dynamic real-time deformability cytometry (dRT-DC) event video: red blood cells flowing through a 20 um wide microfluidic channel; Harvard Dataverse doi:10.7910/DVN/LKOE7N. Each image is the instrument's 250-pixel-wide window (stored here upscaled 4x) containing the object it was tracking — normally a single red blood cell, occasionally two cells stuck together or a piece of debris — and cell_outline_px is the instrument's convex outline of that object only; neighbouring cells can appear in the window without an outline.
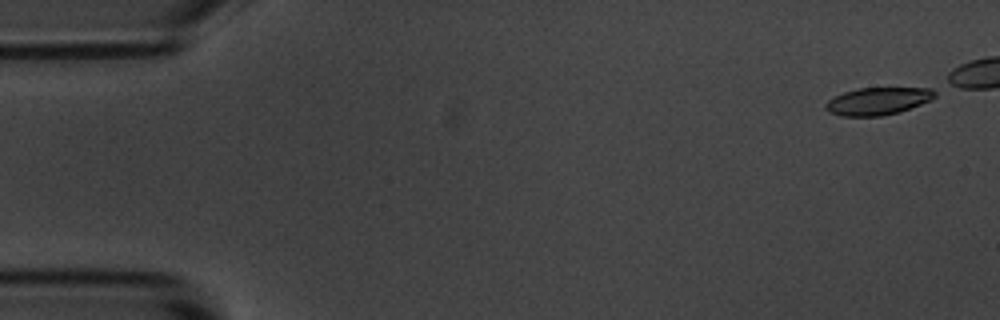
{"species": "common noctule bat (a hibernating species)", "species_latin": "Nyctalus noctula", "temperature_condition": "room temperature", "stored_images_in_passage": 26, "camera_frame_rate_fps": 3000, "um_per_image_px": 0.085, "animal": {"sex": "male", "body_mass_g": 20.1, "forearm_length_mm": 53.5}, "frame": {"image": 1, "passage_image": 1, "time_ms": 0.0, "image_size_px": [1000, 320], "cell_outline_px": [[936, 96], [932, 100], [900, 112], [880, 116], [840, 116], [828, 112], [824, 108], [824, 104], [828, 100], [844, 92], [860, 88], [932, 88], [936, 92]], "centroid_in_image_um": [74.62, 8.6], "position_along_channel_um": 10.4, "area_um2": 17.57}}
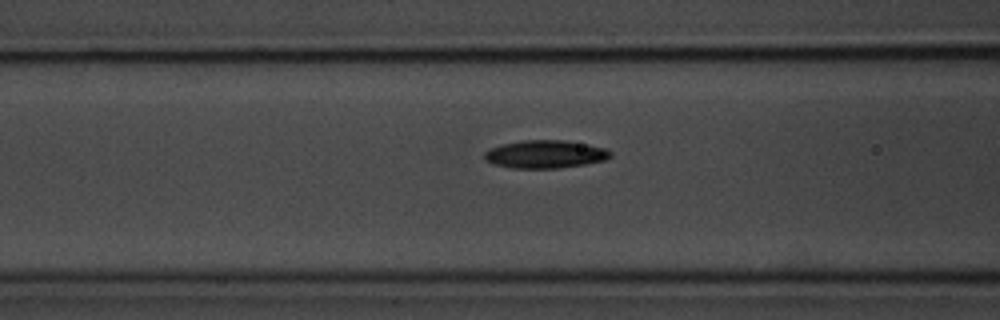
{"frame": {"image": 2, "passage_image": 20, "time_ms": 6.333, "image_size_px": [1000, 320], "cell_outline_px": [[612, 156], [604, 160], [584, 164], [560, 168], [512, 168], [492, 164], [484, 160], [484, 152], [488, 148], [500, 144], [524, 140], [564, 140], [604, 148], [612, 152]], "centroid_in_image_um": [46.27, 13.11], "position_along_channel_um": 120.3, "area_um2": 20.58}}
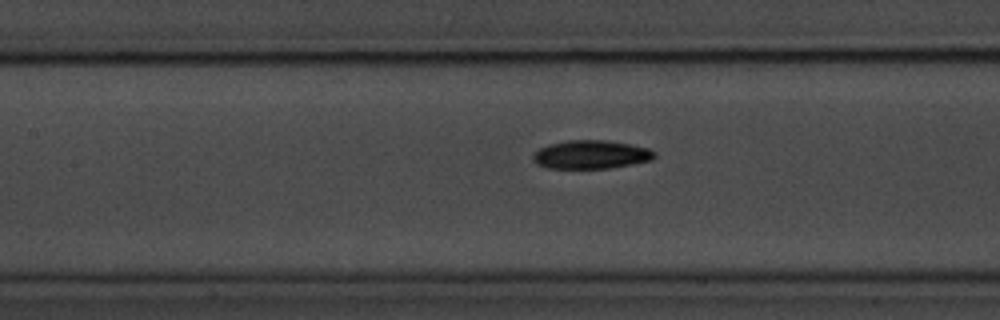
{"frame": {"image": 3, "passage_image": 23, "time_ms": 7.333, "image_size_px": [1000, 320], "cell_outline_px": [[656, 156], [652, 160], [632, 164], [608, 168], [548, 168], [536, 164], [532, 160], [532, 156], [540, 148], [548, 144], [568, 140], [604, 140], [628, 144], [648, 148], [656, 152]], "centroid_in_image_um": [50.22, 13.14], "position_along_channel_um": 157.2, "area_um2": 20.11}}